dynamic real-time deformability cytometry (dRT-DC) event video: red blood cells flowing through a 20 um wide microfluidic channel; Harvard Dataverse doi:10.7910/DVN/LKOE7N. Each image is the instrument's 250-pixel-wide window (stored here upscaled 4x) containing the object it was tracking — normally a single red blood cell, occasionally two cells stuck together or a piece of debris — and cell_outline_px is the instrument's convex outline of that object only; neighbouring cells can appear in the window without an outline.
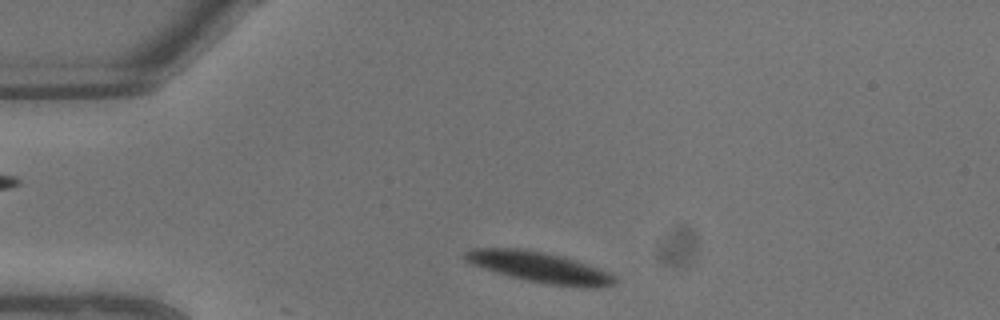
{"species": "common noctule bat (a hibernating species)", "species_latin": "Nyctalus noctula", "temperature_condition": "warm", "stored_images_in_passage": 5, "camera_frame_rate_fps": 3000, "um_per_image_px": 0.085, "animal": {"sex": "male", "body_mass_g": 13.3}, "frame": {"image": 1, "passage_image": 2, "time_ms": 0.333, "image_size_px": [1000, 320], "cell_outline_px": [[616, 284], [592, 288], [588, 288], [548, 284], [524, 280], [496, 272], [472, 264], [464, 260], [464, 252], [472, 248], [520, 248], [544, 252], [564, 256], [612, 272], [616, 276]], "centroid_in_image_um": [45.91, 22.71], "position_along_channel_um": 39.1, "area_um2": 26.93}}
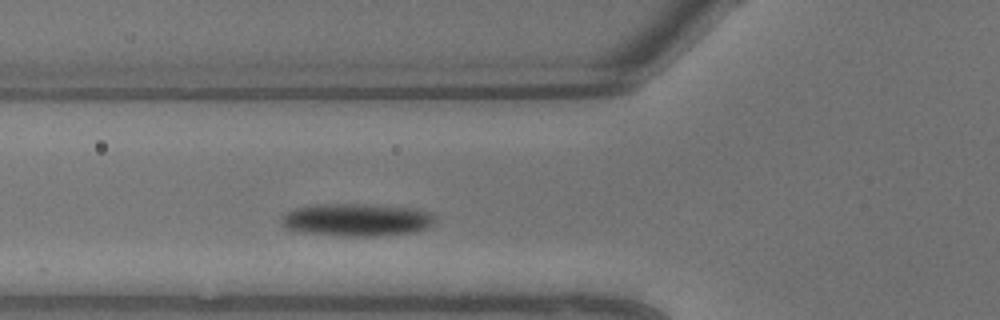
{"frame": {"image": 2, "passage_image": 5, "time_ms": 1.333, "image_size_px": [1000, 320], "cell_outline_px": [[436, 220], [432, 224], [424, 228], [408, 232], [368, 236], [352, 236], [308, 232], [288, 228], [280, 224], [280, 216], [284, 212], [292, 208], [316, 204], [368, 204], [412, 208], [432, 212], [436, 216]], "centroid_in_image_um": [30.28, 18.65], "position_along_channel_um": 95.5, "area_um2": 28.96}}